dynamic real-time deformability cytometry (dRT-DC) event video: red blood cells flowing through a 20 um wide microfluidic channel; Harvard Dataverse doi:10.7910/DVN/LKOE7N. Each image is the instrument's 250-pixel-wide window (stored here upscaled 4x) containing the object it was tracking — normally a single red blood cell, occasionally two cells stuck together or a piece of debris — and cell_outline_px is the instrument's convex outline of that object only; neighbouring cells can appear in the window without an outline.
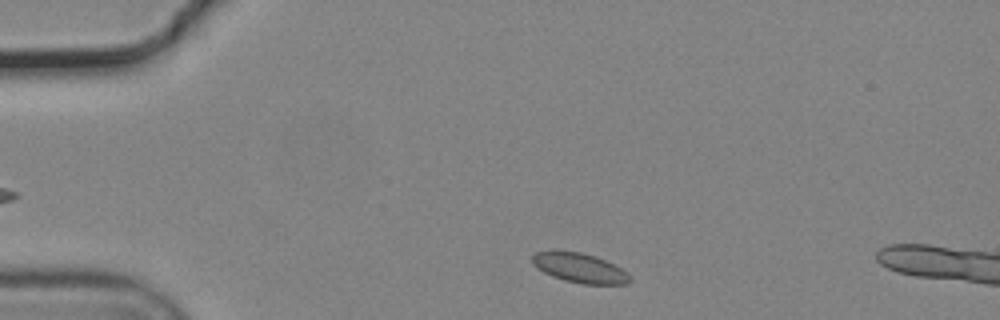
{"species": "common noctule bat (a hibernating species)", "species_latin": "Nyctalus noctula", "temperature_condition": "cold", "stored_images_in_passage": 6, "camera_frame_rate_fps": 3000, "um_per_image_px": 0.085, "animal": {"sex": "male", "body_mass_g": 19.2, "forearm_length_mm": 51.8}, "frame": {"image": 1, "passage_image": 2, "time_ms": 0.333, "image_size_px": [1000, 320], "cell_outline_px": [[632, 280], [628, 284], [580, 284], [564, 280], [552, 276], [536, 268], [532, 264], [532, 256], [536, 252], [556, 248], [580, 252], [596, 256], [628, 272], [632, 276]], "centroid_in_image_um": [49.24, 22.75], "position_along_channel_um": 35.8, "area_um2": 17.34}}